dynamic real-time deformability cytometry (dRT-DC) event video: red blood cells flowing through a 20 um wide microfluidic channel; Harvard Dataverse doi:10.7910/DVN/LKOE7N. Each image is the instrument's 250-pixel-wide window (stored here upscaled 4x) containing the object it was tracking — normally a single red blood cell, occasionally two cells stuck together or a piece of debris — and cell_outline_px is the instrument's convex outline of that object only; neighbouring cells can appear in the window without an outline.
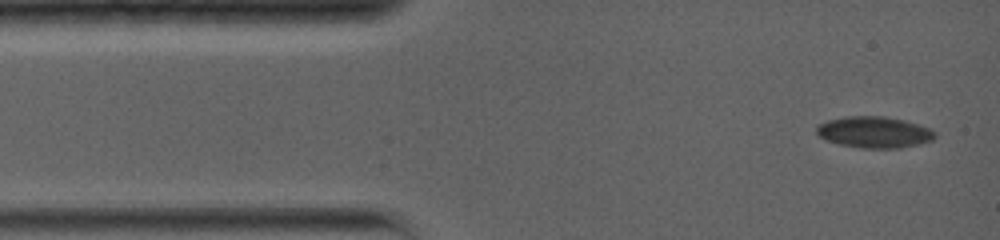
{"species": "common noctule bat (a hibernating species)", "species_latin": "Nyctalus noctula", "temperature_condition": "warm", "stored_images_in_passage": 48, "camera_frame_rate_fps": 5000, "um_per_image_px": 0.085, "animal": {"sex": "female", "body_mass_g": 19.0, "forearm_length_mm": 56.7}, "frame": {"image": 1, "passage_image": 1, "time_ms": 0.0, "image_size_px": [1000, 240], "cell_outline_px": [[936, 136], [932, 140], [920, 144], [900, 148], [860, 148], [840, 144], [824, 140], [816, 132], [816, 128], [820, 124], [828, 120], [844, 116], [884, 116], [904, 120], [928, 128], [936, 132]], "centroid_in_image_um": [74.3, 11.24], "position_along_channel_um": 10.7, "area_um2": 21.62}}
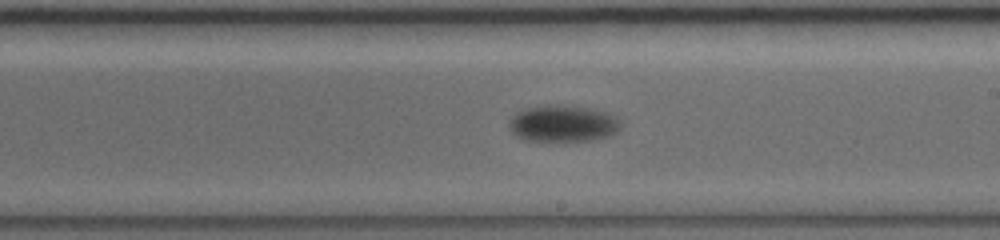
{"frame": {"image": 2, "passage_image": 21, "time_ms": 8.4, "image_size_px": [1000, 240], "cell_outline_px": [[620, 128], [616, 132], [608, 136], [592, 140], [524, 140], [516, 136], [508, 128], [508, 120], [516, 112], [524, 108], [556, 104], [560, 104], [588, 108], [608, 112], [616, 116], [620, 120]], "centroid_in_image_um": [47.82, 10.48], "position_along_channel_um": 241.2, "area_um2": 23.93}}
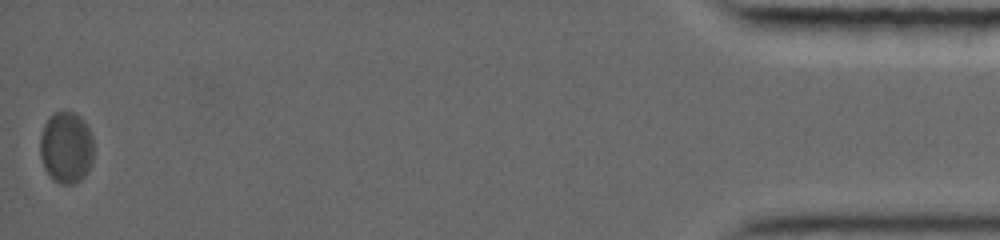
{"frame": {"image": 3, "passage_image": 48, "time_ms": 17.6, "image_size_px": [1000, 240], "cell_outline_px": [[92, 164], [88, 172], [76, 184], [60, 184], [52, 180], [44, 168], [40, 156], [40, 136], [44, 124], [56, 112], [64, 108], [76, 112], [84, 120], [92, 136]], "centroid_in_image_um": [5.63, 12.53], "position_along_channel_um": 429.6, "area_um2": 22.83}, "authors_computed_cell_mechanics": {"area_um2": 22.7443, "velocity_mm_per_s": 3.5115, "shape_relaxation_time_tau1_ms": 1.9295, "shape_relaxation_time_tau2_ms": null, "deformation_change_tau1": 0.0797, "deformation_change_tau2": null}}